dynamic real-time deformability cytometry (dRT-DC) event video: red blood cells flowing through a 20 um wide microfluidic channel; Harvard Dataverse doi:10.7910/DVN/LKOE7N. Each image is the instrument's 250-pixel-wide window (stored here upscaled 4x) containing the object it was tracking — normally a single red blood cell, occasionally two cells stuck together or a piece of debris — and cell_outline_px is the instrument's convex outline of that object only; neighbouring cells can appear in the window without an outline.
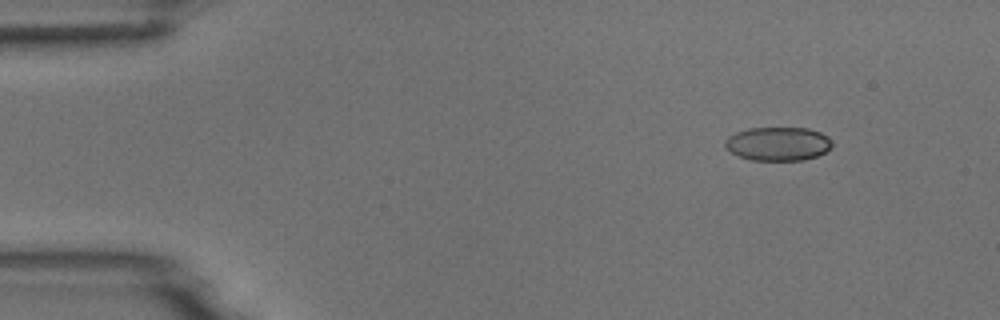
{"species": "common noctule bat (a hibernating species)", "species_latin": "Nyctalus noctula", "temperature_condition": "room temperature", "stored_images_in_passage": 7, "camera_frame_rate_fps": 3000, "um_per_image_px": 0.085, "animal": {"sex": "male", "body_mass_g": 18.8}, "frame": {"image": 1, "passage_image": 1, "time_ms": 0.0, "image_size_px": [1000, 320], "cell_outline_px": [[832, 148], [816, 156], [804, 160], [752, 160], [740, 156], [732, 152], [724, 144], [724, 140], [728, 136], [736, 132], [748, 128], [808, 128], [820, 132], [828, 136], [832, 144]], "centroid_in_image_um": [66.14, 12.21], "position_along_channel_um": 18.9, "area_um2": 20.98}}
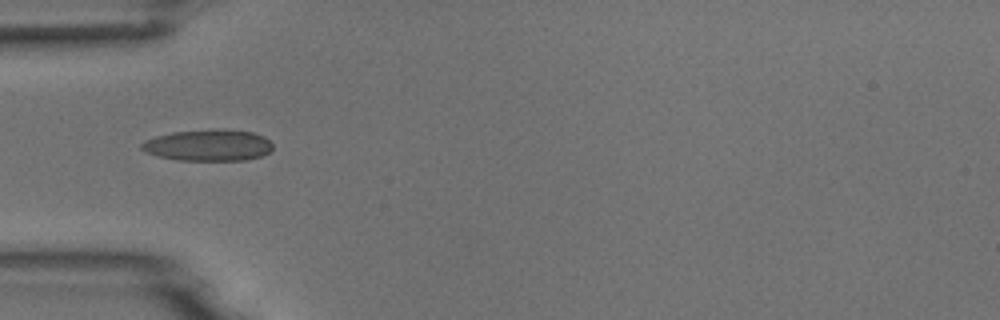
{"frame": {"image": 2, "passage_image": 4, "time_ms": 1.0, "image_size_px": [1000, 320], "cell_outline_px": [[272, 148], [264, 156], [244, 160], [176, 160], [156, 156], [140, 148], [140, 144], [144, 140], [156, 136], [172, 132], [216, 128], [252, 132], [264, 136], [272, 144]], "centroid_in_image_um": [17.69, 12.34], "position_along_channel_um": 67.3, "area_um2": 24.22}}